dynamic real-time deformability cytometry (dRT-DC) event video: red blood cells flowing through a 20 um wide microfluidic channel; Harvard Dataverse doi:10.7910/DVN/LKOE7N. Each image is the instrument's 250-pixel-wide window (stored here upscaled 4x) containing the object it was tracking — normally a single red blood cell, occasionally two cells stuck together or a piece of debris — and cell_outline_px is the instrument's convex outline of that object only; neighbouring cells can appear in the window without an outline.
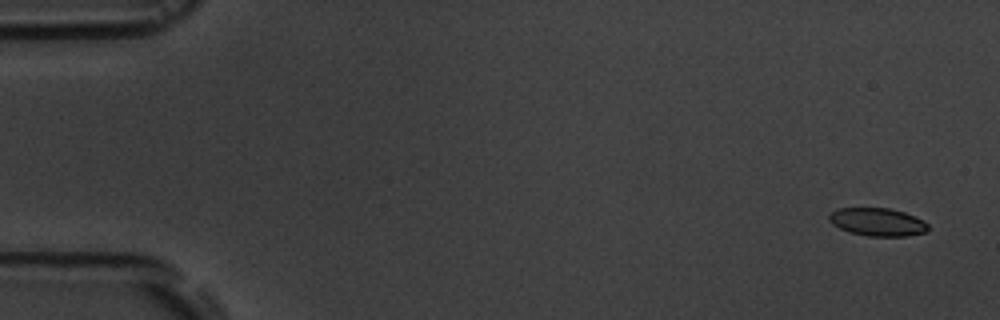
{"species": "common noctule bat (a hibernating species)", "species_latin": "Nyctalus noctula", "temperature_condition": "room temperature", "stored_images_in_passage": 5, "camera_frame_rate_fps": 3000, "um_per_image_px": 0.085, "animal": {"sex": "male", "body_mass_g": 19.5, "forearm_length_mm": 54.6}, "frame": {"image": 1, "passage_image": 1, "time_ms": 0.0, "image_size_px": [1000, 320], "cell_outline_px": [[928, 232], [908, 236], [868, 236], [848, 232], [832, 224], [828, 220], [828, 216], [836, 208], [888, 208], [904, 212], [924, 220], [928, 224]], "centroid_in_image_um": [74.59, 18.87], "position_along_channel_um": 10.4, "area_um2": 16.3}}
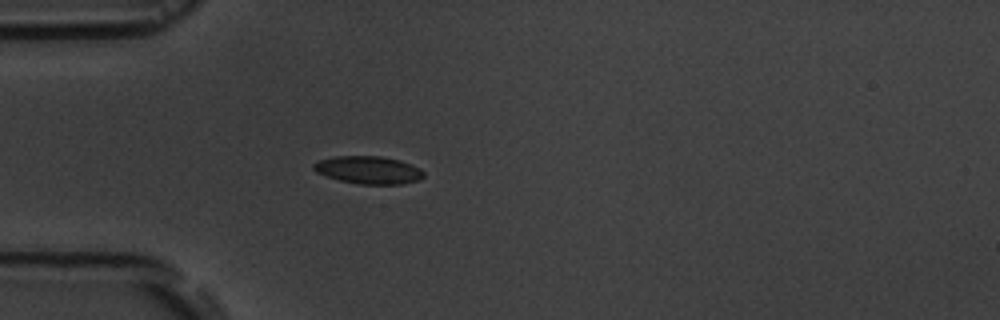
{"frame": {"image": 2, "passage_image": 5, "time_ms": 4.667, "image_size_px": [1000, 320], "cell_outline_px": [[424, 176], [420, 180], [404, 184], [356, 184], [324, 176], [316, 172], [312, 168], [312, 164], [320, 160], [336, 156], [380, 156], [400, 160], [424, 172]], "centroid_in_image_um": [31.28, 14.46], "position_along_channel_um": 53.7, "area_um2": 17.74}}